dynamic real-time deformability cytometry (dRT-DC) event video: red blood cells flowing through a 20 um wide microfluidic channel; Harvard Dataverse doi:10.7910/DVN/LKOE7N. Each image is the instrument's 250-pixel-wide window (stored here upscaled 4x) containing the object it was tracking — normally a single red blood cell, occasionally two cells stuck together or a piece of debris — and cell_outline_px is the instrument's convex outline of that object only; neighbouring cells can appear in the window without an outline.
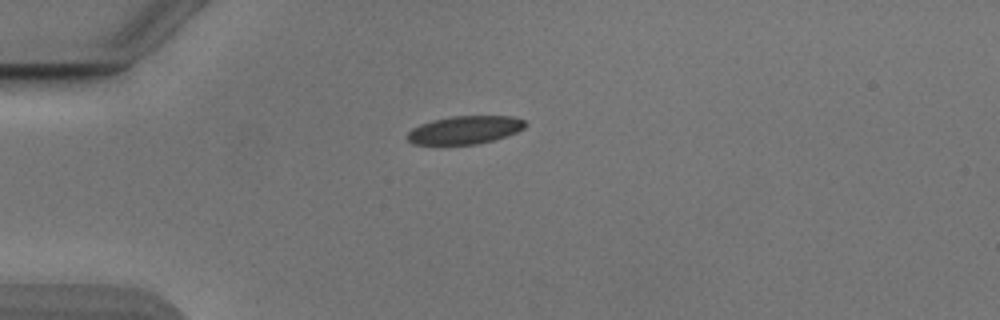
{"species": "Egyptian fruit bat (a non-hibernating species)", "species_latin": "Rousettus aegyptiacus", "temperature_condition": "cold", "stored_images_in_passage": 40, "camera_frame_rate_fps": 3000, "um_per_image_px": 0.085, "animal": {"sex": "male"}, "frame": {"image": 1, "passage_image": 1, "time_ms": 0.0, "image_size_px": [1000, 320], "cell_outline_px": [[528, 124], [524, 128], [516, 132], [492, 140], [476, 144], [412, 144], [408, 140], [408, 132], [412, 128], [420, 124], [432, 120], [452, 116], [512, 116], [524, 120]], "centroid_in_image_um": [39.51, 11.03], "position_along_channel_um": 45.5, "area_um2": 19.13}}
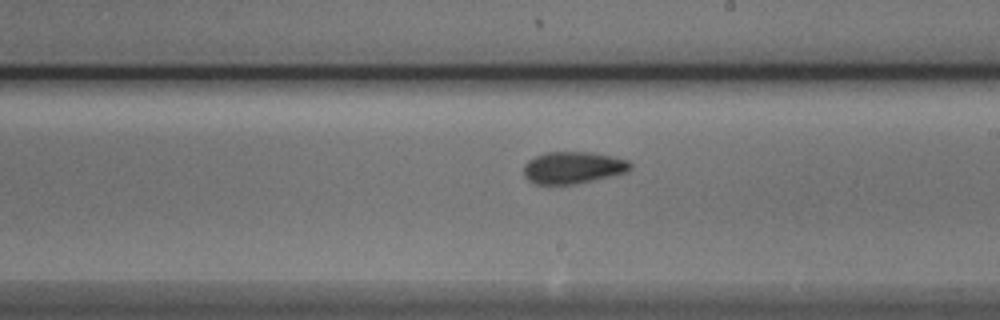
{"frame": {"image": 2, "passage_image": 18, "time_ms": 5.667, "image_size_px": [1000, 320], "cell_outline_px": [[632, 168], [628, 172], [576, 184], [536, 184], [528, 180], [524, 176], [524, 164], [528, 160], [544, 152], [592, 152], [612, 156], [628, 160], [632, 164]], "centroid_in_image_um": [48.72, 14.24], "position_along_channel_um": 240.3, "area_um2": 20.0}}
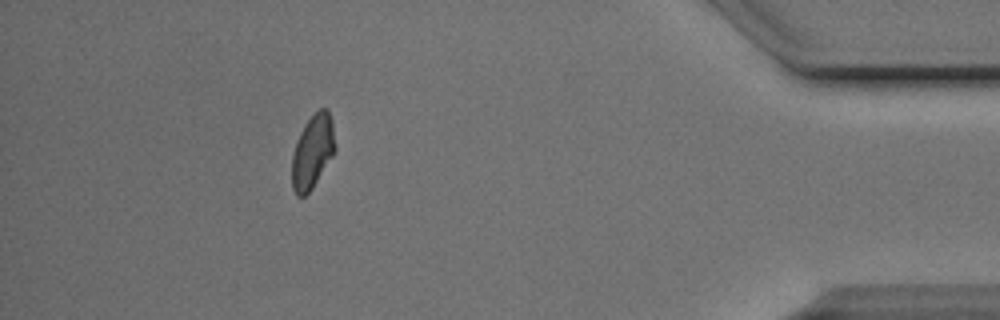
{"frame": {"image": 3, "passage_image": 35, "time_ms": 11.333, "image_size_px": [1000, 320], "cell_outline_px": [[336, 148], [332, 156], [312, 188], [304, 196], [296, 196], [292, 188], [292, 156], [300, 132], [304, 124], [320, 108], [328, 108], [332, 120]], "centroid_in_image_um": [26.57, 12.88], "position_along_channel_um": 408.6, "area_um2": 18.38}, "authors_computed_cell_mechanics": {"area_um2": 19.2763, "velocity_mm_per_s": 3.8585, "shape_relaxation_time_tau1_ms": 3.6458, "shape_relaxation_time_tau2_ms": 1.8288, "deformation_change_tau1": 0.1063, "deformation_change_tau2": 0.0606}}